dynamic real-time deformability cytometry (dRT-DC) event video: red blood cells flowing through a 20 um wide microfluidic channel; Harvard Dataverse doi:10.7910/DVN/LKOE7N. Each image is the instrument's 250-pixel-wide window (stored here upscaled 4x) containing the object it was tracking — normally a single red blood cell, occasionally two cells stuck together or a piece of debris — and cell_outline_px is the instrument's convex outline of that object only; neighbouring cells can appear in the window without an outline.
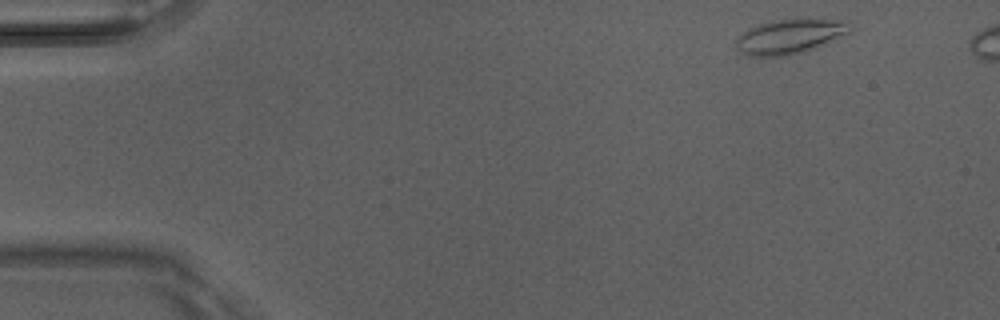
{"species": "Egyptian fruit bat (a non-hibernating species)", "species_latin": "Rousettus aegyptiacus", "temperature_condition": "room temperature", "stored_images_in_passage": 3, "camera_frame_rate_fps": 3000, "um_per_image_px": 0.085, "animal": {"sex": "male"}, "frame": {"image": 1, "passage_image": 1, "time_ms": 0.0, "image_size_px": [1000, 320], "cell_outline_px": [[856, 24], [848, 32], [816, 48], [804, 52], [780, 56], [752, 56], [736, 48], [736, 40], [744, 32], [760, 24], [772, 20], [796, 16], [848, 20]], "centroid_in_image_um": [67.25, 3.03], "position_along_channel_um": 17.7, "area_um2": 23.52}}